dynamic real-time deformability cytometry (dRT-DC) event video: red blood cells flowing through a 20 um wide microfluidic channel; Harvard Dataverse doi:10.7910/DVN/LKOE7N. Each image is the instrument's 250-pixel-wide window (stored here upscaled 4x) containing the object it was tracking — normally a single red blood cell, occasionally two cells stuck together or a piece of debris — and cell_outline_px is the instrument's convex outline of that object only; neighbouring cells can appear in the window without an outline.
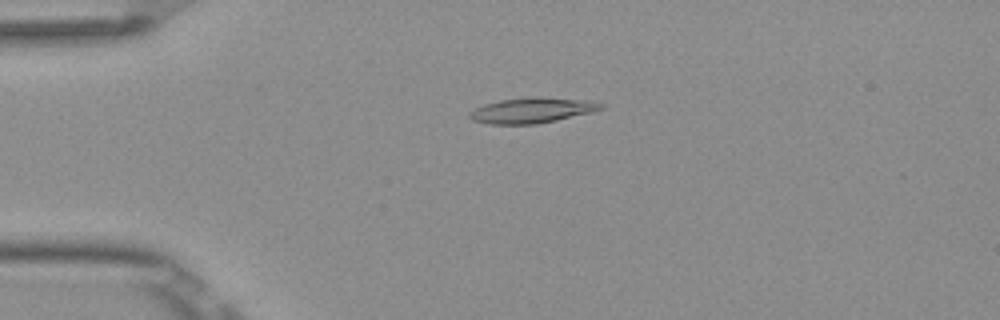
{"species": "Egyptian fruit bat (a non-hibernating species)", "species_latin": "Rousettus aegyptiacus", "temperature_condition": "room temperature", "stored_images_in_passage": 6, "camera_frame_rate_fps": 3000, "um_per_image_px": 0.085, "frame": {"image": 1, "passage_image": 4, "time_ms": 1.0, "image_size_px": [1000, 320], "cell_outline_px": [[604, 108], [592, 112], [556, 120], [536, 124], [488, 124], [472, 120], [468, 116], [468, 112], [484, 104], [500, 100], [536, 96], [540, 96], [596, 100], [604, 104]], "centroid_in_image_um": [45.27, 9.36], "position_along_channel_um": 39.7, "area_um2": 19.77}}
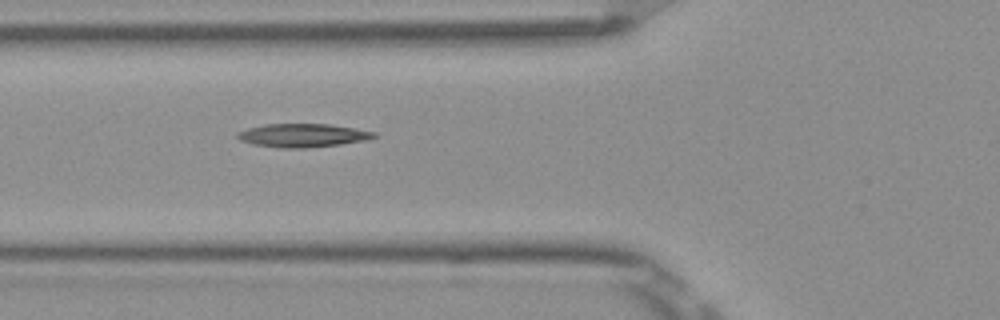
{"frame": {"image": 2, "passage_image": 6, "time_ms": 1.667, "image_size_px": [1000, 320], "cell_outline_px": [[380, 136], [368, 140], [340, 144], [304, 148], [284, 148], [252, 144], [240, 140], [236, 136], [236, 132], [248, 128], [264, 124], [328, 124], [376, 132]], "centroid_in_image_um": [25.74, 11.51], "position_along_channel_um": 100.1, "area_um2": 18.67}}